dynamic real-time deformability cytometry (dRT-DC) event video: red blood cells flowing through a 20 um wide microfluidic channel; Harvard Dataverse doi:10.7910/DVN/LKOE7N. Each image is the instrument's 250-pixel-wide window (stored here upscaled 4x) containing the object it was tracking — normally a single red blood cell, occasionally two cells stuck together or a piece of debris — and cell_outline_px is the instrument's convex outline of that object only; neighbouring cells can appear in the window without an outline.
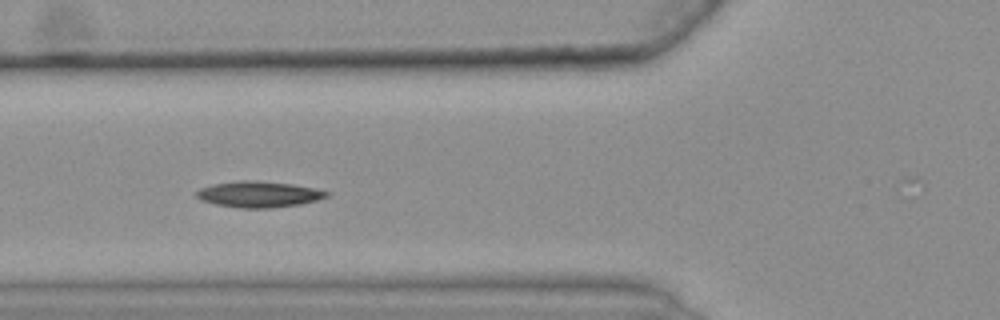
{"species": "common noctule bat (a hibernating species)", "species_latin": "Nyctalus noctula", "temperature_condition": "warm", "stored_images_in_passage": 17, "camera_frame_rate_fps": 3000, "um_per_image_px": 0.085, "animal": {"sex": "female", "body_mass_g": 25.1}, "frame": {"image": 1, "passage_image": 8, "time_ms": 2.333, "image_size_px": [1000, 320], "cell_outline_px": [[328, 196], [316, 200], [300, 204], [268, 208], [240, 208], [216, 204], [200, 200], [196, 196], [196, 192], [200, 188], [212, 184], [244, 180], [252, 180], [292, 184], [316, 188], [328, 192]], "centroid_in_image_um": [21.97, 16.51], "position_along_channel_um": 103.8, "area_um2": 19.59}}